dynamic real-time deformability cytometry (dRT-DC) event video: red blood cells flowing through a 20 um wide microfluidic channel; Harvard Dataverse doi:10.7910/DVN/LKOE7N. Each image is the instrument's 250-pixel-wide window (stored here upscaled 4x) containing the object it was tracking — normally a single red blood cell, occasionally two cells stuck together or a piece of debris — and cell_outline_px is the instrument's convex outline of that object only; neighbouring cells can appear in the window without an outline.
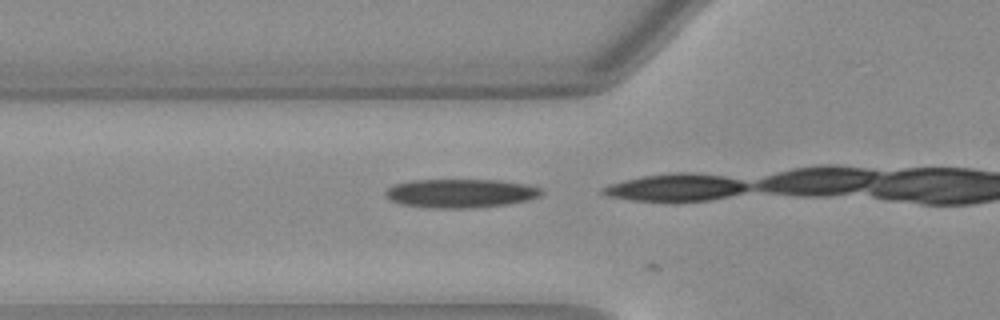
{"species": "Egyptian fruit bat (a non-hibernating species)", "species_latin": "Rousettus aegyptiacus", "temperature_condition": "warm", "stored_images_in_passage": 16, "camera_frame_rate_fps": 3000, "um_per_image_px": 0.085, "animal": {"sex": "female"}, "frame": {"image": 1, "passage_image": 10, "time_ms": 3.0, "image_size_px": [1000, 320], "cell_outline_px": [[540, 196], [528, 200], [504, 204], [472, 208], [428, 208], [400, 204], [388, 200], [384, 196], [384, 192], [388, 188], [396, 184], [412, 180], [500, 180], [524, 184], [540, 188]], "centroid_in_image_um": [39.06, 16.43], "position_along_channel_um": 86.7, "area_um2": 26.07}}